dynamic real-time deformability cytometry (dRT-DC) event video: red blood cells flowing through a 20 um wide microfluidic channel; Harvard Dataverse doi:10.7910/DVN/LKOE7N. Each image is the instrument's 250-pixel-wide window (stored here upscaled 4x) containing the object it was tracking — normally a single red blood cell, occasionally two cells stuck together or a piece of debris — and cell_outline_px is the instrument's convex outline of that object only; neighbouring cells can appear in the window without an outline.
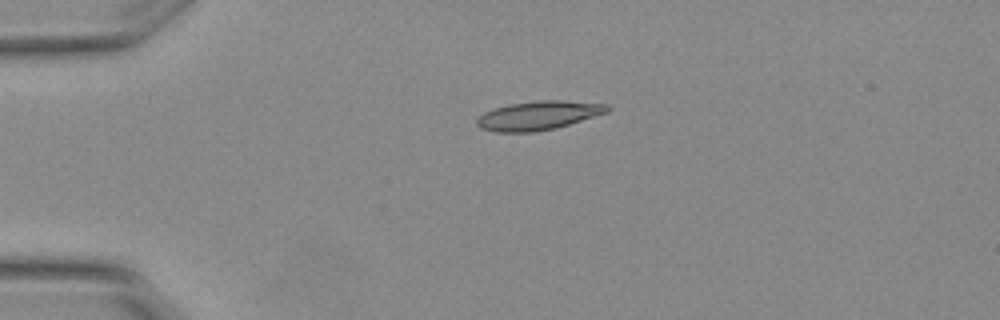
{"species": "Egyptian fruit bat (a non-hibernating species)", "species_latin": "Rousettus aegyptiacus", "temperature_condition": "warm", "stored_images_in_passage": 2, "camera_frame_rate_fps": 3000, "um_per_image_px": 0.085, "animal": {"sex": "female"}, "frame": {"image": 1, "passage_image": 1, "time_ms": 0.0, "image_size_px": [1000, 320], "cell_outline_px": [[612, 108], [608, 112], [556, 128], [532, 132], [496, 132], [480, 128], [476, 124], [476, 120], [484, 112], [492, 108], [508, 104], [540, 100], [560, 100], [608, 104]], "centroid_in_image_um": [45.76, 9.81], "position_along_channel_um": 39.2, "area_um2": 22.02}}